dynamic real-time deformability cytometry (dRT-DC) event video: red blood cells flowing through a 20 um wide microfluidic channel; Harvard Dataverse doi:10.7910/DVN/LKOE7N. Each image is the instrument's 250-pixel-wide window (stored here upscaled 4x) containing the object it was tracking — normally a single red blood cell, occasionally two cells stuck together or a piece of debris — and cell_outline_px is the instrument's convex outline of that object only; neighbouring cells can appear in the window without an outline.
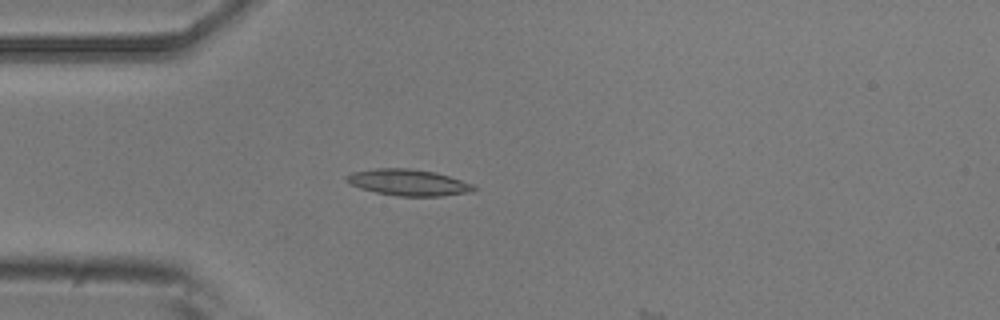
{"species": "common noctule bat (a hibernating species)", "species_latin": "Nyctalus noctula", "temperature_condition": "room temperature", "stored_images_in_passage": 4, "camera_frame_rate_fps": 3000, "um_per_image_px": 0.085, "animal": {"sex": "male", "body_mass_g": 20.5, "forearm_length_mm": 52.5}, "frame": {"image": 1, "passage_image": 4, "time_ms": 3.333, "image_size_px": [1000, 320], "cell_outline_px": [[476, 188], [472, 192], [444, 196], [400, 196], [376, 192], [360, 188], [344, 180], [344, 176], [352, 172], [376, 168], [408, 168], [436, 172], [472, 184]], "centroid_in_image_um": [34.69, 15.5], "position_along_channel_um": 50.3, "area_um2": 19.48}}